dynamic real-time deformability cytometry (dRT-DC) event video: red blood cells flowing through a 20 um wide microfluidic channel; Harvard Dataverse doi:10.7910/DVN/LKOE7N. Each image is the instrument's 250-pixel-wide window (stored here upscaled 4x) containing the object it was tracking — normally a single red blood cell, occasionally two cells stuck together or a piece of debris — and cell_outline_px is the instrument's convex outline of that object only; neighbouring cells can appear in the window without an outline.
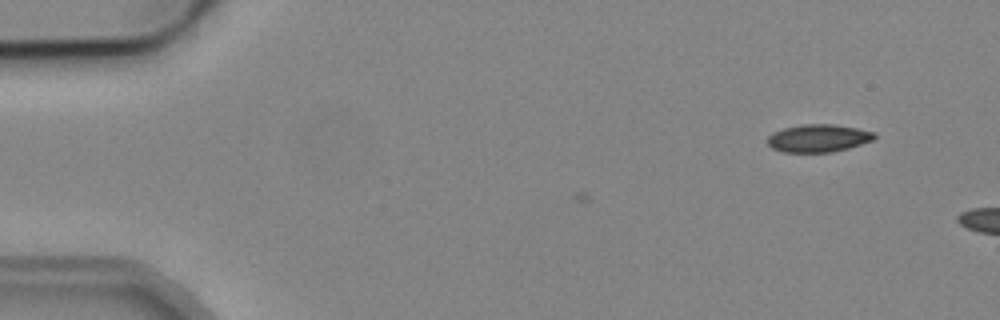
{"species": "common noctule bat (a hibernating species)", "species_latin": "Nyctalus noctula", "temperature_condition": "cold", "stored_images_in_passage": 3, "camera_frame_rate_fps": 3000, "um_per_image_px": 0.085, "animal": {"sex": "male", "body_mass_g": 19.2, "forearm_length_mm": 51.8}, "frame": {"image": 1, "passage_image": 3, "time_ms": 2.333, "image_size_px": [1000, 320], "cell_outline_px": [[876, 136], [872, 140], [848, 148], [832, 152], [784, 152], [772, 148], [768, 144], [768, 136], [772, 132], [784, 128], [804, 124], [832, 124], [856, 128], [876, 132]], "centroid_in_image_um": [69.55, 11.74], "position_along_channel_um": 15.5, "area_um2": 17.17}}